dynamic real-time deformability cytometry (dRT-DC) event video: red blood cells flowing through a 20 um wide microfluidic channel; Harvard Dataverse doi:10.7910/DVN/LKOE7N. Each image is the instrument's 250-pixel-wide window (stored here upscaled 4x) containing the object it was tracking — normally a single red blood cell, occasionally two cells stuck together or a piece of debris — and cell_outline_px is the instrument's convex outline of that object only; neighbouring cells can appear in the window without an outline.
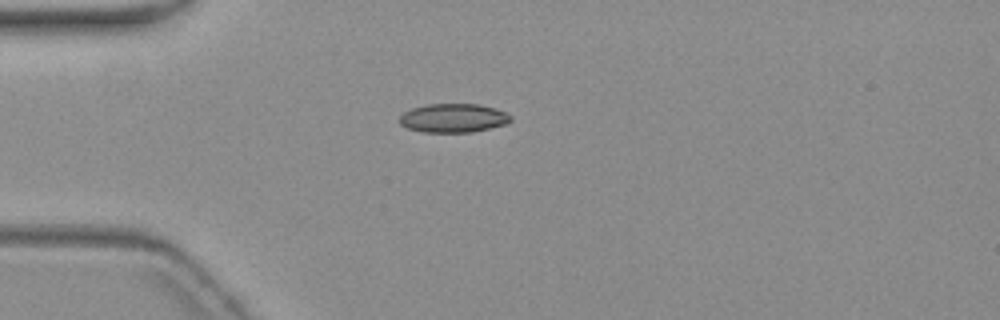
{"species": "common noctule bat (a hibernating species)", "species_latin": "Nyctalus noctula", "temperature_condition": "warm", "stored_images_in_passage": 1, "camera_frame_rate_fps": 3000, "um_per_image_px": 0.085, "animal": {"sex": "female", "body_mass_g": 19.3, "forearm_length_mm": 54.1}, "frame": {"image": 1, "passage_image": 1, "time_ms": 0.0, "image_size_px": [1000, 320], "cell_outline_px": [[512, 120], [508, 124], [472, 132], [424, 132], [408, 128], [400, 124], [400, 116], [404, 112], [412, 108], [428, 104], [480, 104], [496, 108], [512, 116]], "centroid_in_image_um": [38.57, 10.03], "position_along_channel_um": 46.4, "area_um2": 18.73}}